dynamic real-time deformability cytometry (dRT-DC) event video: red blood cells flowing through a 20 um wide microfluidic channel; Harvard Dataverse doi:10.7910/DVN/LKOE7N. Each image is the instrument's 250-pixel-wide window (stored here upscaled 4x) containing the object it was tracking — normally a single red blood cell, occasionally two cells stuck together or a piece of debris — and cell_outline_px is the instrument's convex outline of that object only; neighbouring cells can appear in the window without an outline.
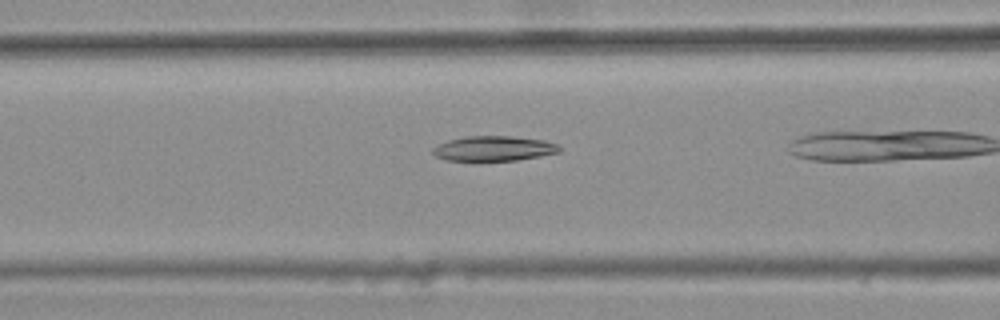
{"species": "common noctule bat (a hibernating species)", "species_latin": "Nyctalus noctula", "temperature_condition": "warm", "stored_images_in_passage": 13, "camera_frame_rate_fps": 3000, "um_per_image_px": 0.085, "animal": {"sex": "female", "body_mass_g": 25.1}, "frame": {"image": 1, "passage_image": 12, "time_ms": 3.667, "image_size_px": [1000, 320], "cell_outline_px": [[560, 152], [540, 156], [516, 160], [476, 164], [444, 160], [436, 156], [432, 152], [432, 148], [448, 140], [464, 136], [512, 136], [544, 140], [556, 144], [560, 148]], "centroid_in_image_um": [41.89, 12.67], "position_along_channel_um": 124.7, "area_um2": 19.31}}